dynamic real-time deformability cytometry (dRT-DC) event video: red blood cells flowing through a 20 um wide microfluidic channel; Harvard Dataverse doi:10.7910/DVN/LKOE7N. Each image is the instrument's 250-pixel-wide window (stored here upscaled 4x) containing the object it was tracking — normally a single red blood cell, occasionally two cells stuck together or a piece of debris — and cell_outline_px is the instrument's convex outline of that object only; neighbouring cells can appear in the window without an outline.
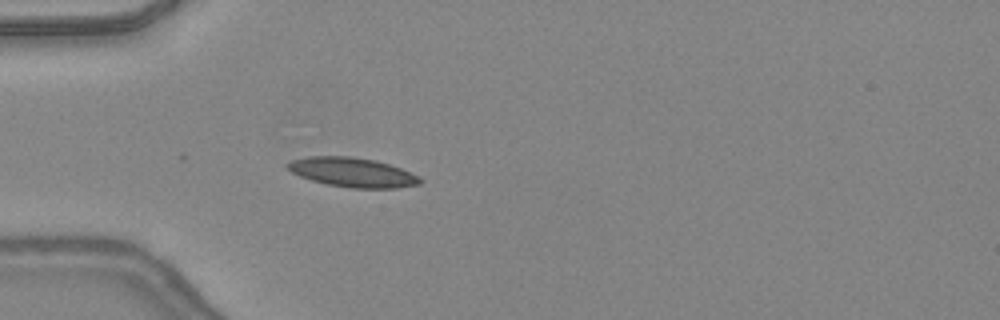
{"species": "common noctule bat (a hibernating species)", "species_latin": "Nyctalus noctula", "temperature_condition": "warm", "stored_images_in_passage": 40, "camera_frame_rate_fps": 3000, "um_per_image_px": 0.085, "animal": {"sex": "female", "body_mass_g": 24.6, "forearm_length_mm": 56.2}, "frame": {"image": 1, "passage_image": 7, "time_ms": 2.0, "image_size_px": [1000, 320], "cell_outline_px": [[424, 180], [420, 184], [396, 188], [348, 188], [328, 184], [312, 180], [300, 176], [292, 172], [284, 164], [292, 160], [308, 156], [348, 156], [376, 160], [400, 168], [420, 176]], "centroid_in_image_um": [29.98, 14.65], "position_along_channel_um": 55.0, "area_um2": 22.72}}
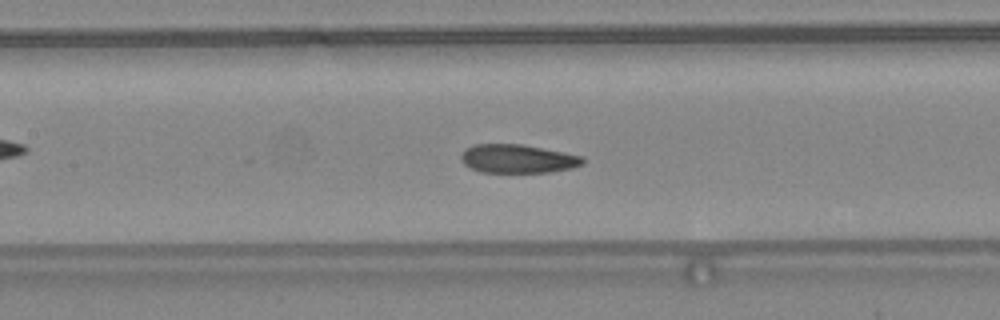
{"frame": {"image": 2, "passage_image": 15, "time_ms": 4.667, "image_size_px": [1000, 320], "cell_outline_px": [[584, 164], [572, 168], [548, 172], [480, 172], [464, 164], [460, 156], [472, 144], [520, 144], [564, 152], [584, 156]], "centroid_in_image_um": [44.04, 13.49], "position_along_channel_um": 163.4, "area_um2": 20.17}}
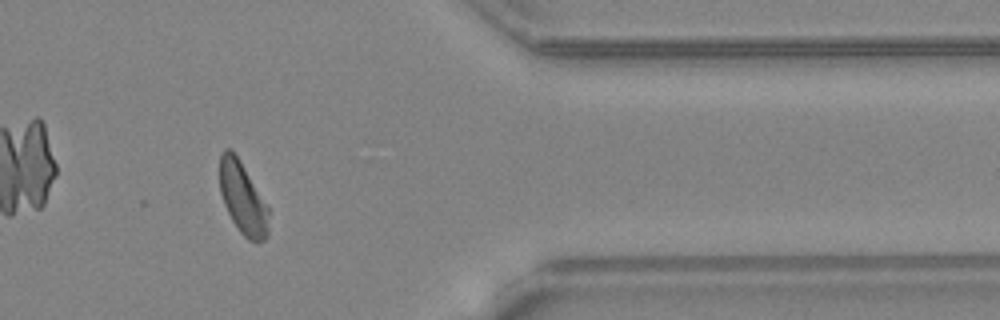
{"frame": {"image": 3, "passage_image": 32, "time_ms": 10.333, "image_size_px": [1000, 320], "cell_outline_px": [[268, 236], [264, 240], [248, 240], [240, 232], [232, 220], [224, 204], [220, 192], [220, 152], [224, 148], [228, 148], [240, 160], [268, 208]], "centroid_in_image_um": [20.61, 16.84], "position_along_channel_um": 390.8, "area_um2": 20.11}, "authors_computed_cell_mechanics": {"area_um2": 21.1548, "velocity_mm_per_s": 4.3778, "shape_relaxation_time_tau1_ms": 8.1254, "shape_relaxation_time_tau2_ms": 1.4703, "deformation_change_tau1": 0.2093, "deformation_change_tau2": 0.0823}}